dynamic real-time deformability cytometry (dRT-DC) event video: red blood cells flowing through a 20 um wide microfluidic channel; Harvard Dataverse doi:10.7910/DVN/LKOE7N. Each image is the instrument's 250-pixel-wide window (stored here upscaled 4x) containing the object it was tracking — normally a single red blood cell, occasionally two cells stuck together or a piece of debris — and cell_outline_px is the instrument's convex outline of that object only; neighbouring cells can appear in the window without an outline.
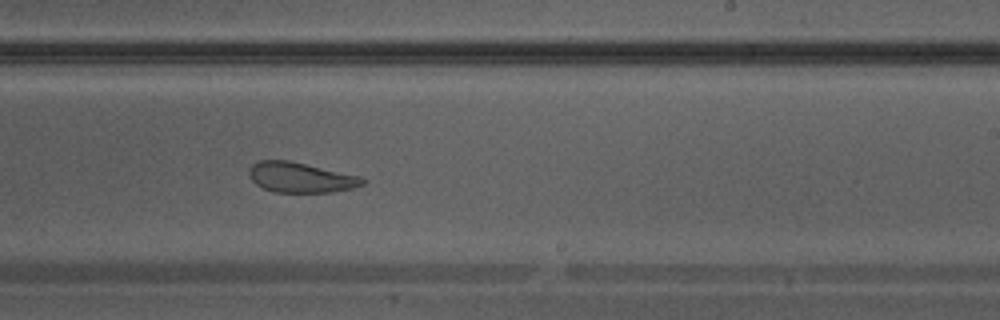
{"species": "Egyptian fruit bat (a non-hibernating species)", "species_latin": "Rousettus aegyptiacus", "temperature_condition": "warm", "stored_images_in_passage": 33, "camera_frame_rate_fps": 3000, "um_per_image_px": 0.085, "animal": {"sex": "male"}, "frame": {"image": 1, "passage_image": 24, "time_ms": 7.667, "image_size_px": [1000, 320], "cell_outline_px": [[368, 180], [364, 184], [352, 188], [332, 192], [276, 192], [264, 188], [256, 184], [248, 176], [248, 168], [252, 164], [260, 160], [288, 160], [360, 176]], "centroid_in_image_um": [25.54, 15.08], "position_along_channel_um": 263.5, "area_um2": 19.94}}